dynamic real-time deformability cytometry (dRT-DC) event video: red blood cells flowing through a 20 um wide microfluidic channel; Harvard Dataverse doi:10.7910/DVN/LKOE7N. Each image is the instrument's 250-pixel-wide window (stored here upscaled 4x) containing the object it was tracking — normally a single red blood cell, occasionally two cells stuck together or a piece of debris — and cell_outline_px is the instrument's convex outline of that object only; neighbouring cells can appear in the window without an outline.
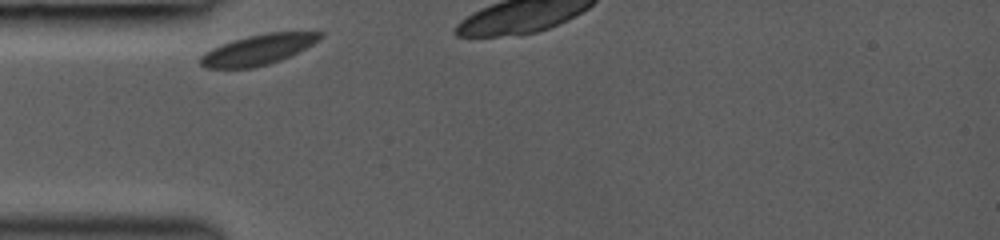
{"species": "common noctule bat (a hibernating species)", "species_latin": "Nyctalus noctula", "temperature_condition": "room temperature", "stored_images_in_passage": 5, "camera_frame_rate_fps": 3000, "um_per_image_px": 0.085, "animal": {"sex": "female", "body_mass_g": 19.0, "forearm_length_mm": 53.3}, "frame": {"image": 1, "passage_image": 1, "time_ms": 0.0, "image_size_px": [1000, 240], "cell_outline_px": [[324, 36], [320, 40], [280, 60], [268, 64], [252, 68], [204, 68], [200, 64], [200, 56], [204, 52], [212, 48], [232, 40], [248, 36], [268, 32], [324, 32]], "centroid_in_image_um": [21.91, 4.22], "position_along_channel_um": 63.1, "area_um2": 20.98}}